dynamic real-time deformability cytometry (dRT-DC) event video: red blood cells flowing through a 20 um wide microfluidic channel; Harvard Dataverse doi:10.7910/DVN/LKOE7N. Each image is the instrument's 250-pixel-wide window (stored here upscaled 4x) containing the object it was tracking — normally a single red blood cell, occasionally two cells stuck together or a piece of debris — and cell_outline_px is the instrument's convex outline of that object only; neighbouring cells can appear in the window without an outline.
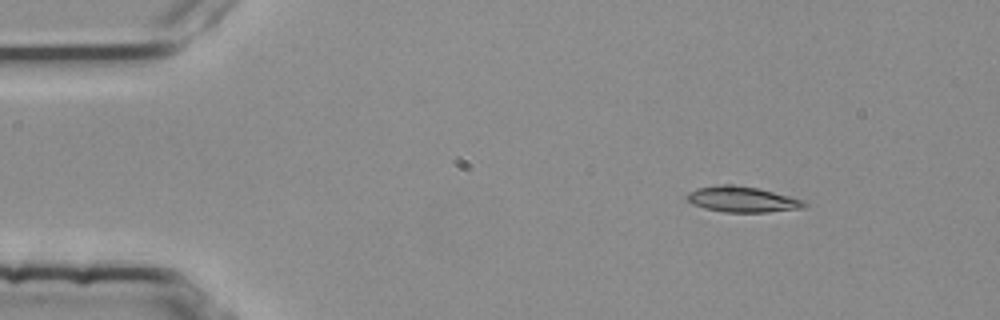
{"species": "common noctule bat (a hibernating species)", "species_latin": "Nyctalus noctula", "temperature_condition": "room temperature", "stored_images_in_passage": 4, "camera_frame_rate_fps": 3000, "um_per_image_px": 0.085, "animal": {"sex": "female", "body_mass_g": 25.1}, "frame": {"image": 1, "passage_image": 2, "time_ms": 0.333, "image_size_px": [1000, 320], "cell_outline_px": [[808, 204], [804, 208], [768, 212], [724, 212], [704, 208], [692, 204], [684, 196], [688, 192], [696, 188], [716, 184], [728, 184], [756, 188], [804, 200]], "centroid_in_image_um": [63.04, 16.94], "position_along_channel_um": 22.0, "area_um2": 17.57}}